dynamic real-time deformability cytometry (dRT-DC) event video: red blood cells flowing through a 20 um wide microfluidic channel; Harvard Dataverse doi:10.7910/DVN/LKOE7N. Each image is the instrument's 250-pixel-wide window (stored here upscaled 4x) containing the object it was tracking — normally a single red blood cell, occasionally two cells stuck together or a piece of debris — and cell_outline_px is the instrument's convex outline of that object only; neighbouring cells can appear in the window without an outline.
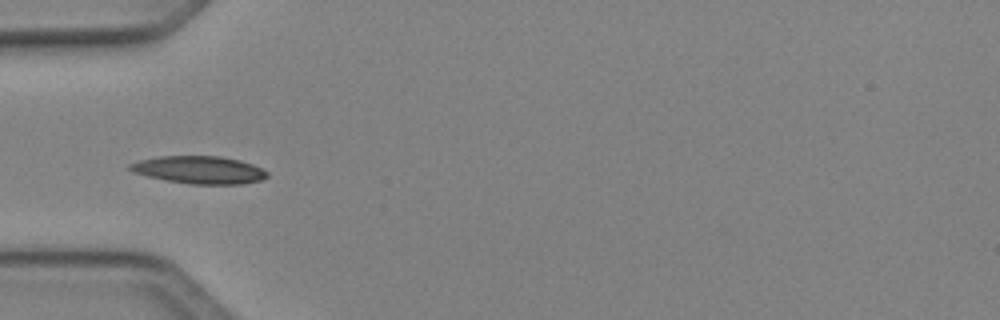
{"species": "Egyptian fruit bat (a non-hibernating species)", "species_latin": "Rousettus aegyptiacus", "temperature_condition": "cold", "stored_images_in_passage": 34, "camera_frame_rate_fps": 3000, "um_per_image_px": 0.085, "animal": {"sex": "female"}, "frame": {"image": 1, "passage_image": 1, "time_ms": 0.0, "image_size_px": [1000, 320], "cell_outline_px": [[268, 176], [260, 180], [244, 184], [192, 184], [168, 180], [148, 176], [132, 172], [128, 168], [128, 164], [140, 160], [160, 156], [220, 156], [240, 160], [252, 164], [268, 172]], "centroid_in_image_um": [16.94, 14.43], "position_along_channel_um": 68.1, "area_um2": 21.96}}
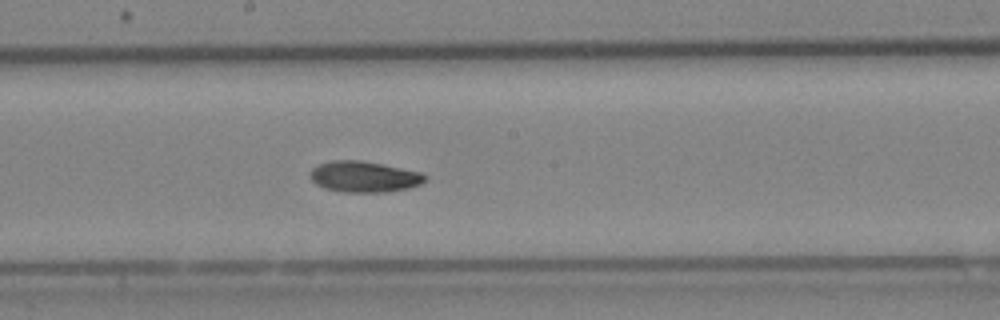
{"frame": {"image": 2, "passage_image": 12, "time_ms": 3.667, "image_size_px": [1000, 320], "cell_outline_px": [[428, 180], [420, 184], [408, 188], [388, 192], [340, 192], [324, 188], [316, 184], [308, 176], [312, 168], [320, 164], [332, 160], [360, 160], [420, 172], [428, 176]], "centroid_in_image_um": [30.94, 15.03], "position_along_channel_um": 217.3, "area_um2": 20.81}}
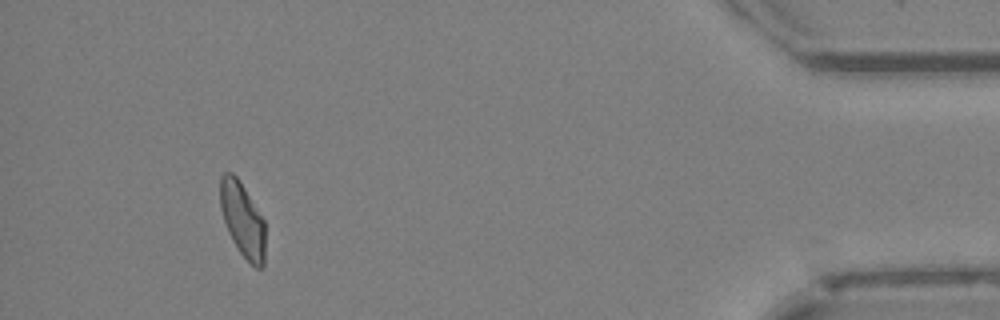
{"frame": {"image": 3, "passage_image": 31, "time_ms": 10.0, "image_size_px": [1000, 320], "cell_outline_px": [[264, 268], [256, 268], [240, 252], [232, 240], [228, 232], [220, 208], [220, 176], [224, 172], [232, 172], [236, 176], [264, 220]], "centroid_in_image_um": [20.6, 18.67], "position_along_channel_um": 414.6, "area_um2": 19.25}, "authors_computed_cell_mechanics": {"area_um2": 20.1722, "velocity_mm_per_s": 4.1005, "shape_relaxation_time_tau1_ms": 7.2168, "shape_relaxation_time_tau2_ms": 9.7702, "deformation_change_tau1": 0.1626, "deformation_change_tau2": 0.1585}}